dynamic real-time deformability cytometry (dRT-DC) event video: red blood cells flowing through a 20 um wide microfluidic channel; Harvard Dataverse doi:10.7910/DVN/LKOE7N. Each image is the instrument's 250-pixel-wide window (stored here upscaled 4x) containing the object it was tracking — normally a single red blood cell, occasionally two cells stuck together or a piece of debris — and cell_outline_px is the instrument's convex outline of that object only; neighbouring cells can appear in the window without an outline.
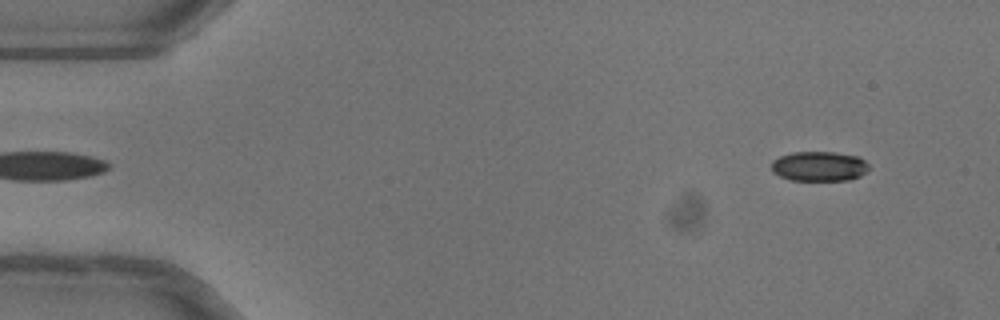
{"species": "common noctule bat (a hibernating species)", "species_latin": "Nyctalus noctula", "temperature_condition": "warm", "stored_images_in_passage": 48, "camera_frame_rate_fps": 3000, "um_per_image_px": 0.085, "animal": {"sex": "female"}, "frame": {"image": 1, "passage_image": 1, "time_ms": 0.0, "image_size_px": [1000, 320], "cell_outline_px": [[868, 172], [852, 180], [792, 180], [780, 176], [772, 172], [772, 160], [780, 156], [792, 152], [836, 152], [860, 156], [868, 164]], "centroid_in_image_um": [69.66, 14.13], "position_along_channel_um": 15.3, "area_um2": 17.11}}
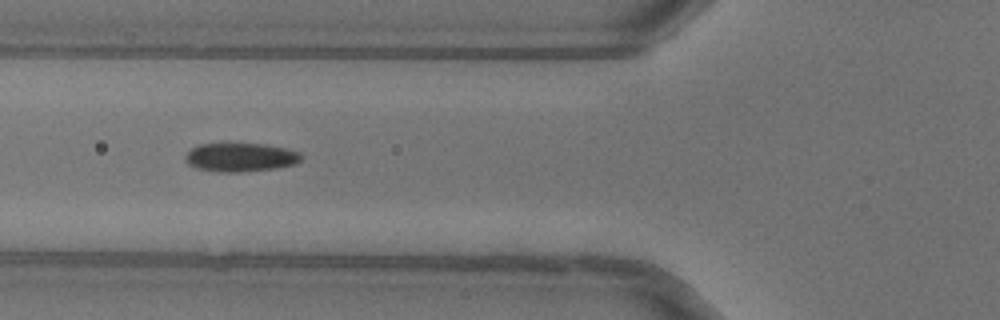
{"frame": {"image": 2, "passage_image": 16, "time_ms": 5.0, "image_size_px": [1000, 320], "cell_outline_px": [[304, 156], [300, 160], [292, 164], [276, 168], [240, 172], [220, 172], [196, 168], [188, 164], [184, 160], [184, 156], [192, 148], [200, 144], [228, 140], [264, 144], [284, 148], [300, 152]], "centroid_in_image_um": [20.38, 13.31], "position_along_channel_um": 105.4, "area_um2": 20.17}}
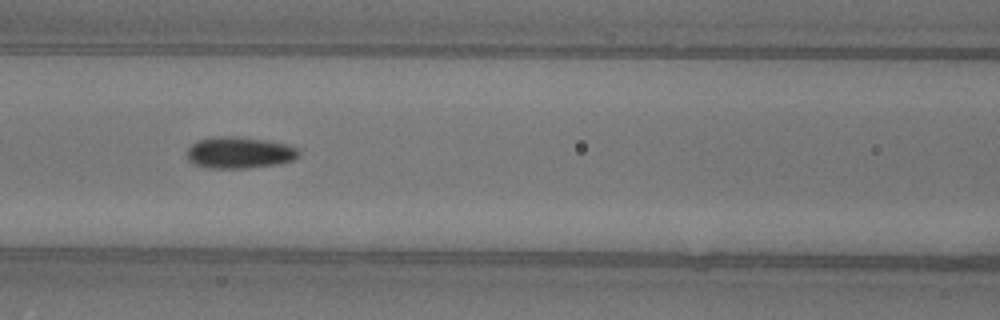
{"frame": {"image": 3, "passage_image": 19, "time_ms": 6.0, "image_size_px": [1000, 320], "cell_outline_px": [[300, 156], [292, 160], [276, 164], [244, 168], [208, 168], [192, 164], [188, 160], [188, 148], [196, 140], [212, 136], [244, 136], [292, 144], [300, 148]], "centroid_in_image_um": [20.38, 12.94], "position_along_channel_um": 146.2, "area_um2": 21.1}, "authors_computed_cell_mechanics": {"area_um2": 19.2185, "velocity_mm_per_s": 4.0554, "shape_relaxation_time_tau1_ms": 5.7032, "shape_relaxation_time_tau2_ms": 3.4257, "deformation_change_tau1": 0.141, "deformation_change_tau2": 0.0713}}